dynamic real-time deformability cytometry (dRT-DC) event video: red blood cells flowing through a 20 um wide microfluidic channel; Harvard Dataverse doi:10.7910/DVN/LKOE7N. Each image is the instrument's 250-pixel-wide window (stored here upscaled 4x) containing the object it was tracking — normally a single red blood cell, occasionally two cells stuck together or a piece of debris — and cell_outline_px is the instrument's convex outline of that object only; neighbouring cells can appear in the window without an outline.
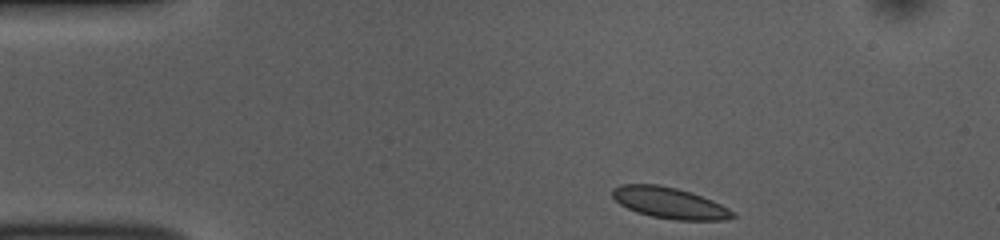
{"species": "common noctule bat (a hibernating species)", "species_latin": "Nyctalus noctula", "temperature_condition": "room temperature", "stored_images_in_passage": 45, "camera_frame_rate_fps": 3000, "um_per_image_px": 0.085, "animal": {"sex": "female", "body_mass_g": 10.0, "forearm_length_mm": 53.1}, "frame": {"image": 1, "passage_image": 1, "time_ms": 0.0, "image_size_px": [1000, 240], "cell_outline_px": [[736, 216], [724, 220], [676, 220], [652, 216], [636, 212], [620, 204], [612, 196], [612, 188], [620, 184], [656, 184], [676, 188], [692, 192], [712, 200], [728, 208]], "centroid_in_image_um": [56.89, 17.24], "position_along_channel_um": 28.1, "area_um2": 21.73}}
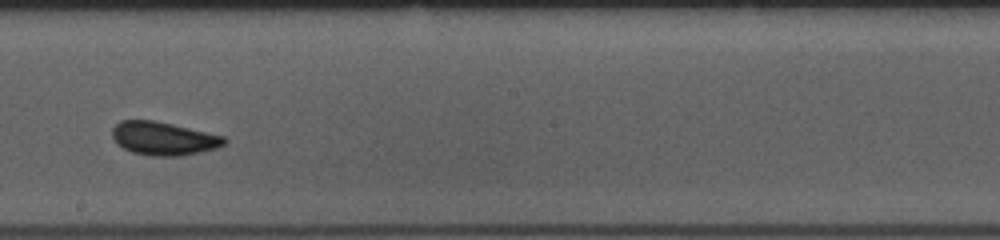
{"frame": {"image": 2, "passage_image": 22, "time_ms": 7.0, "image_size_px": [1000, 240], "cell_outline_px": [[228, 140], [224, 144], [216, 148], [200, 152], [180, 156], [152, 156], [132, 152], [116, 144], [112, 136], [112, 128], [120, 120], [152, 120], [172, 124], [224, 136]], "centroid_in_image_um": [13.88, 11.77], "position_along_channel_um": 234.3, "area_um2": 21.73}}
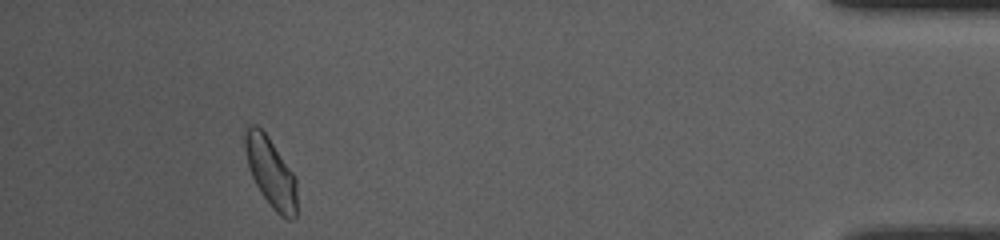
{"frame": {"image": 3, "passage_image": 41, "time_ms": 13.333, "image_size_px": [1000, 240], "cell_outline_px": [[296, 216], [292, 220], [288, 220], [280, 216], [272, 208], [256, 184], [252, 176], [248, 164], [244, 148], [244, 124], [256, 124], [268, 136], [296, 176]], "centroid_in_image_um": [23.0, 14.61], "position_along_channel_um": 412.2, "area_um2": 21.21}, "authors_computed_cell_mechanics": {"area_um2": 21.2126, "velocity_mm_per_s": 3.7625, "shape_relaxation_time_tau1_ms": 3.7569, "shape_relaxation_time_tau2_ms": 0.6027, "deformation_change_tau1": 0.0875, "deformation_change_tau2": 0.0672}}